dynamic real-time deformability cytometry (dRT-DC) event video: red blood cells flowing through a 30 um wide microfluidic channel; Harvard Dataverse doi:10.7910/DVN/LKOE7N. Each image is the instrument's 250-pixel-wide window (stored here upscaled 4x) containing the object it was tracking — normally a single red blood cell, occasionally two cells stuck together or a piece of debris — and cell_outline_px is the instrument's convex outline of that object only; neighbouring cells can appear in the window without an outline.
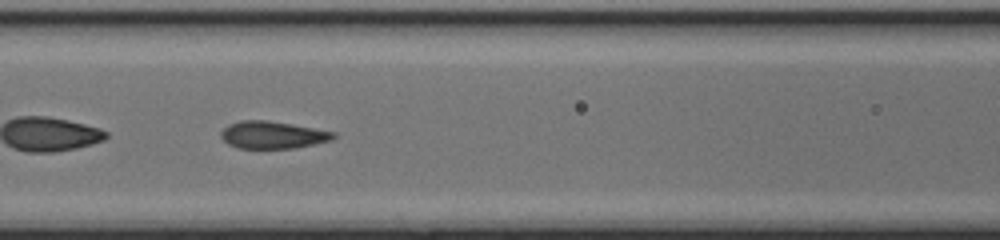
{"species": "common noctule bat (a hibernating species)", "species_latin": "Nyctalus noctula", "temperature_condition": "cold", "stored_images_in_passage": 52, "segment_of_instrument_passage": [2, 2], "camera_frame_rate_fps": 3000, "um_per_image_px": 0.085, "animal": {"sex": "female", "body_mass_g": 17.0, "forearm_length_mm": 48.0}, "frame": {"image": 1, "passage_image": 24, "time_ms": 7.667, "image_size_px": [1000, 240], "cell_outline_px": [[336, 136], [332, 140], [296, 148], [240, 148], [228, 144], [220, 136], [220, 132], [228, 124], [240, 120], [268, 120], [292, 124], [336, 132]], "centroid_in_image_um": [23.17, 11.46], "position_along_channel_um": 143.4, "area_um2": 17.98}}
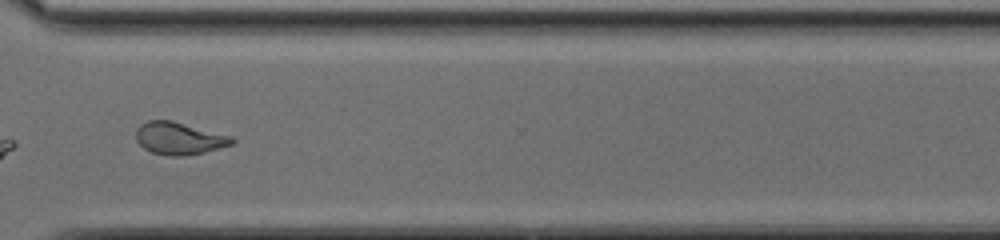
{"frame": {"image": 2, "passage_image": 40, "time_ms": 13.0, "image_size_px": [1000, 240], "cell_outline_px": [[236, 140], [232, 144], [204, 152], [184, 156], [168, 156], [152, 152], [144, 148], [136, 140], [136, 128], [140, 124], [148, 120], [172, 120], [236, 136]], "centroid_in_image_um": [15.26, 11.74], "position_along_channel_um": 355.3, "area_um2": 18.44}}